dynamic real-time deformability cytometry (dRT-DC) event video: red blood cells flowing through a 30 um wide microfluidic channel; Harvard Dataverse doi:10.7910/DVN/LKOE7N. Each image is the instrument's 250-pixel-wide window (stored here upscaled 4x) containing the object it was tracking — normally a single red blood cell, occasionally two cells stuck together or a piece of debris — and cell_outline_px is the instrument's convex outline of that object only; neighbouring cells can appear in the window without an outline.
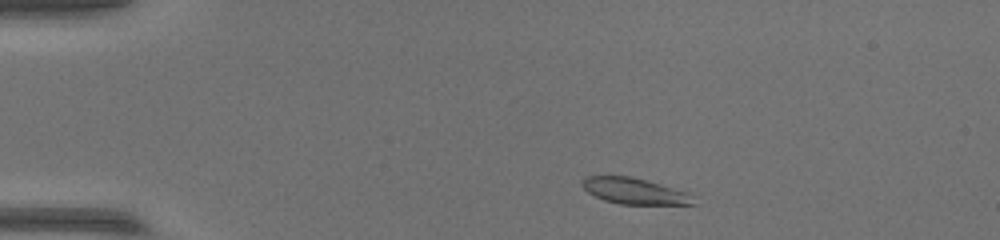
{"species": "common noctule bat (a hibernating species)", "species_latin": "Nyctalus noctula", "temperature_condition": "warm", "stored_images_in_passage": 46, "camera_frame_rate_fps": 3000, "um_per_image_px": 0.085, "animal": {"sex": "female", "body_mass_g": 17.0, "forearm_length_mm": 48.0}, "frame": {"image": 1, "passage_image": 3, "time_ms": 0.667, "image_size_px": [1000, 240], "cell_outline_px": [[696, 204], [620, 204], [604, 200], [588, 192], [580, 184], [580, 180], [584, 176], [628, 176], [660, 184], [688, 192]], "centroid_in_image_um": [53.87, 16.23], "position_along_channel_um": 31.1, "area_um2": 16.7}}
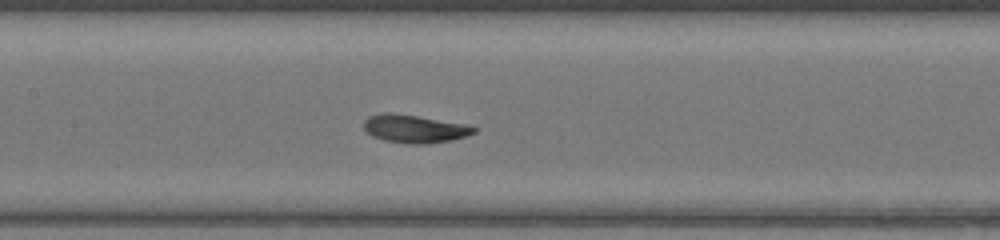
{"frame": {"image": 2, "passage_image": 19, "time_ms": 6.0, "image_size_px": [1000, 240], "cell_outline_px": [[476, 132], [452, 140], [428, 144], [408, 144], [384, 140], [372, 136], [364, 128], [364, 120], [368, 116], [388, 112], [392, 112], [464, 124], [476, 128]], "centroid_in_image_um": [35.2, 10.95], "position_along_channel_um": 172.2, "area_um2": 17.8}}
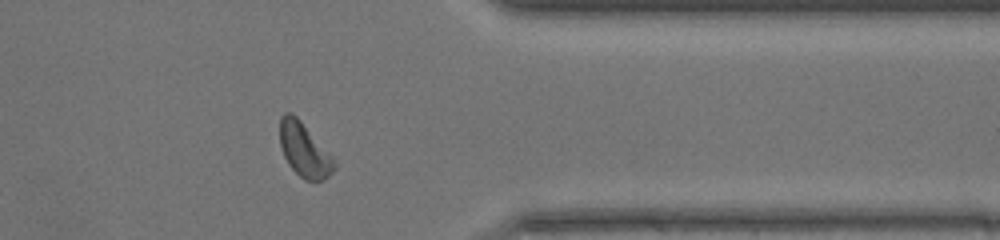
{"frame": {"image": 3, "passage_image": 36, "time_ms": 11.667, "image_size_px": [1000, 240], "cell_outline_px": [[336, 168], [324, 180], [304, 180], [288, 164], [284, 156], [280, 144], [280, 116], [284, 112], [292, 112], [300, 120], [332, 156], [336, 164]], "centroid_in_image_um": [25.85, 12.73], "position_along_channel_um": 385.6, "area_um2": 16.94}}